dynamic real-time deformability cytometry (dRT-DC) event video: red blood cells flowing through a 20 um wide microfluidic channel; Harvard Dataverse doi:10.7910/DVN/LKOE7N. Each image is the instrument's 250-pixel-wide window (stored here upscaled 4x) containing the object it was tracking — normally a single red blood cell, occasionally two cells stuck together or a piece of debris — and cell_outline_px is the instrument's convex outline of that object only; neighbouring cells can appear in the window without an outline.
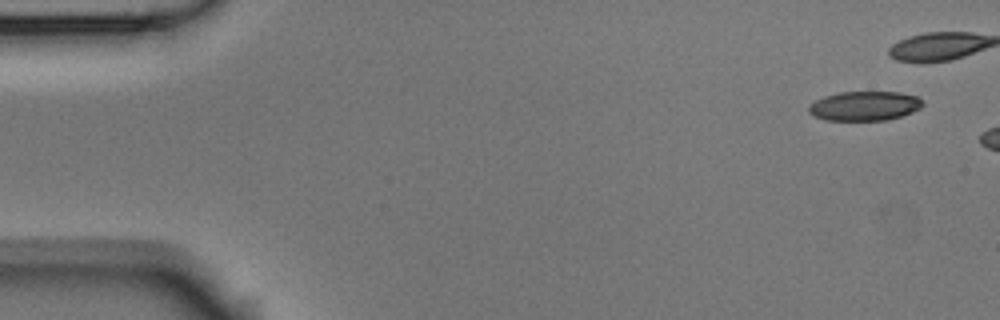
{"species": "Egyptian fruit bat (a non-hibernating species)", "species_latin": "Rousettus aegyptiacus", "temperature_condition": "room temperature", "stored_images_in_passage": 4, "camera_frame_rate_fps": 3000, "um_per_image_px": 0.085, "animal": {"sex": "male"}, "frame": {"image": 1, "passage_image": 1, "time_ms": 0.0, "image_size_px": [1000, 320], "cell_outline_px": [[924, 104], [920, 108], [912, 112], [888, 120], [824, 120], [808, 112], [808, 108], [816, 100], [824, 96], [840, 92], [900, 92], [916, 96]], "centroid_in_image_um": [73.49, 9.0], "position_along_channel_um": 11.5, "area_um2": 19.36}}